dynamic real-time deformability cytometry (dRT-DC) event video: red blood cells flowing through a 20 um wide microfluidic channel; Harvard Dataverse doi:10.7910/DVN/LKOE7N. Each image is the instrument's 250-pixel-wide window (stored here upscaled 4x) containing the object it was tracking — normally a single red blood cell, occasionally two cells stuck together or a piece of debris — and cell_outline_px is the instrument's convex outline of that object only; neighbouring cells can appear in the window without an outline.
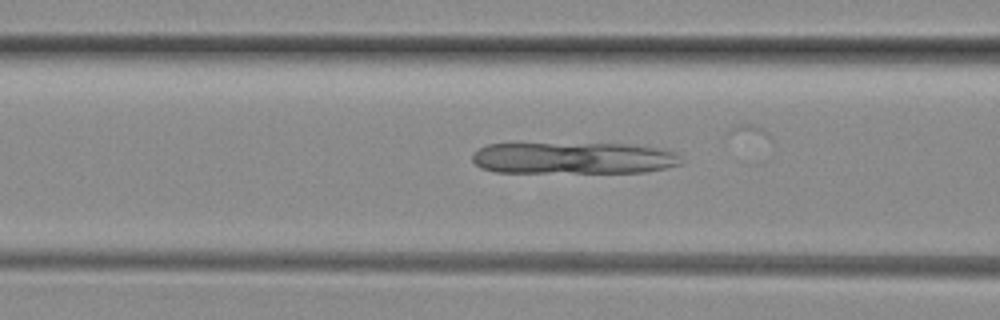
{"species": "common noctule bat (a hibernating species)", "species_latin": "Nyctalus noctula", "temperature_condition": "room temperature", "stored_images_in_passage": 23, "camera_frame_rate_fps": 3000, "um_per_image_px": 0.085, "animal": {"sex": "female", "body_mass_g": 29.2, "forearm_length_mm": 56.3}, "frame": {"image": 1, "passage_image": 13, "time_ms": 4.0, "image_size_px": [1000, 320], "cell_outline_px": [[680, 164], [648, 172], [496, 172], [480, 168], [472, 160], [472, 152], [488, 144], [628, 144], [656, 148], [676, 152]], "centroid_in_image_um": [48.69, 13.44], "position_along_channel_um": 117.9, "area_um2": 38.32}}
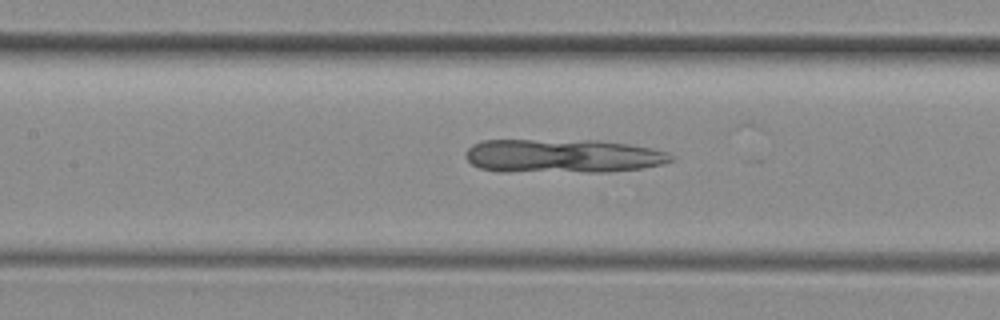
{"frame": {"image": 2, "passage_image": 16, "time_ms": 5.0, "image_size_px": [1000, 320], "cell_outline_px": [[676, 160], [664, 164], [640, 168], [604, 172], [500, 172], [480, 168], [472, 164], [468, 160], [468, 148], [472, 144], [484, 140], [596, 140], [628, 144], [652, 148], [668, 152]], "centroid_in_image_um": [47.86, 13.27], "position_along_channel_um": 159.5, "area_um2": 40.81}}
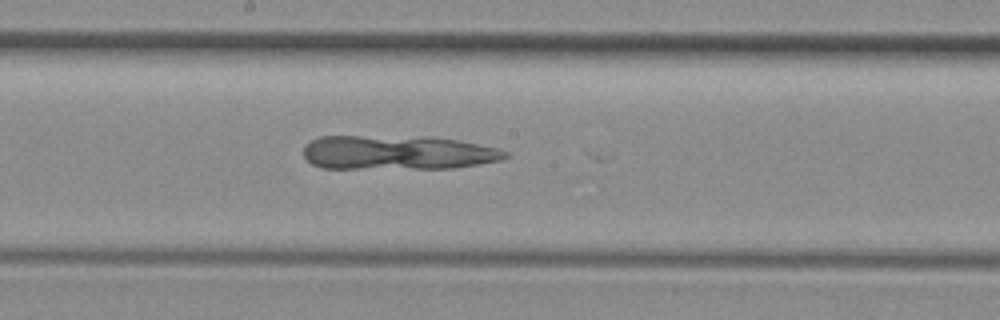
{"frame": {"image": 3, "passage_image": 20, "time_ms": 6.333, "image_size_px": [1000, 320], "cell_outline_px": [[512, 156], [500, 160], [480, 164], [452, 168], [324, 168], [312, 164], [304, 156], [304, 144], [320, 136], [432, 136], [456, 140], [496, 148], [508, 152]], "centroid_in_image_um": [33.8, 12.96], "position_along_channel_um": 214.4, "area_um2": 40.46}}